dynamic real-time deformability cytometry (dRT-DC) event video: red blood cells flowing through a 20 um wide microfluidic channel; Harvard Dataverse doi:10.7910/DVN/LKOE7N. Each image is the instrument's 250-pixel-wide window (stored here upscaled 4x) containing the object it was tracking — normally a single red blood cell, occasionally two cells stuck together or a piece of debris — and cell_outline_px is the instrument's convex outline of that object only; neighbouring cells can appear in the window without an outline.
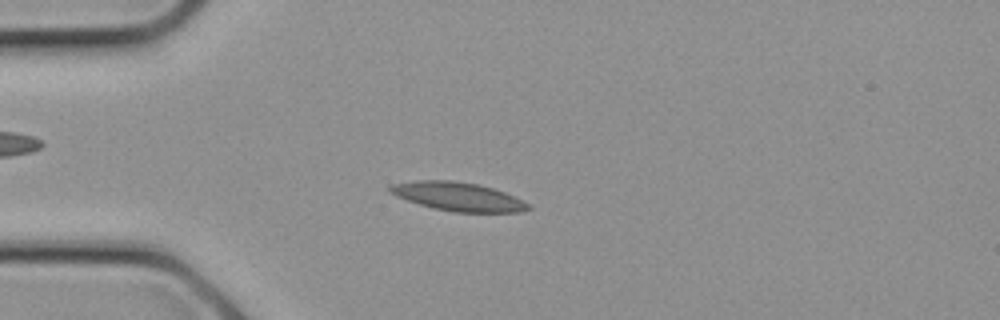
{"species": "common noctule bat (a hibernating species)", "species_latin": "Nyctalus noctula", "temperature_condition": "cold", "stored_images_in_passage": 6, "camera_frame_rate_fps": 3000, "um_per_image_px": 0.085, "animal": {"sex": "female", "body_mass_g": 21.9}, "frame": {"image": 1, "passage_image": 5, "time_ms": 1.333, "image_size_px": [1000, 320], "cell_outline_px": [[532, 208], [520, 212], [452, 212], [432, 208], [396, 196], [388, 192], [388, 188], [392, 184], [412, 180], [452, 180], [476, 184], [492, 188], [504, 192], [528, 204]], "centroid_in_image_um": [38.88, 16.7], "position_along_channel_um": 46.1, "area_um2": 22.95}}